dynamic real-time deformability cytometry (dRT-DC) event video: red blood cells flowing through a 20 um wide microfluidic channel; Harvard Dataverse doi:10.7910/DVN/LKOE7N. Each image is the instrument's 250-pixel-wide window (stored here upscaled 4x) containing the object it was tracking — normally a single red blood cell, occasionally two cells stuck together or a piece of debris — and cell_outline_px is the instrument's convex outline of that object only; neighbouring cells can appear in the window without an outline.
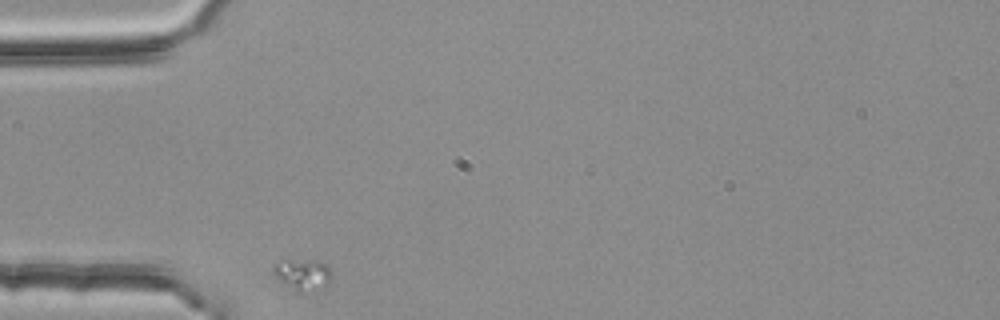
{"species": "common noctule bat (a hibernating species)", "species_latin": "Nyctalus noctula", "temperature_condition": "room temperature", "stored_images_in_passage": 5, "camera_frame_rate_fps": 3000, "um_per_image_px": 0.085, "animal": {"sex": "female", "body_mass_g": 25.1}, "frame": {"image": 1, "passage_image": 1, "time_ms": 0.0, "image_size_px": [1000, 320], "cell_outline_px": [[332, 276], [328, 284], [304, 292], [296, 292], [280, 280], [272, 272], [272, 268], [276, 264], [288, 260], [320, 260], [328, 264], [332, 272]], "centroid_in_image_um": [25.78, 23.31], "position_along_channel_um": 59.2, "area_um2": 10.52}}